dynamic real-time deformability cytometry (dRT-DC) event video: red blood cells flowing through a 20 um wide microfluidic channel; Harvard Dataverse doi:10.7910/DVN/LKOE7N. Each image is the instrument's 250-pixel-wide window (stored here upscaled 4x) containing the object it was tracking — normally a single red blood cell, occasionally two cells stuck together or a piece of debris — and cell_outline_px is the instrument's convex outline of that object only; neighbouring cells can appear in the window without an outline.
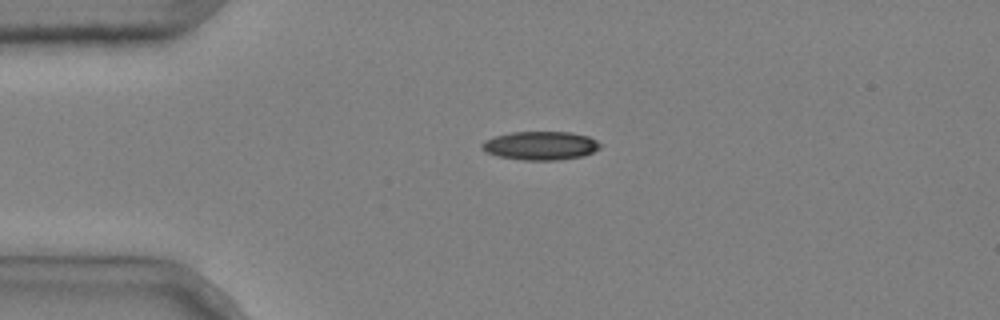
{"species": "common noctule bat (a hibernating species)", "species_latin": "Nyctalus noctula", "temperature_condition": "cold", "stored_images_in_passage": 3, "camera_frame_rate_fps": 3000, "um_per_image_px": 0.085, "animal": {"sex": "male", "body_mass_g": 20.4}, "frame": {"image": 1, "passage_image": 1, "time_ms": 0.0, "image_size_px": [1000, 320], "cell_outline_px": [[600, 148], [584, 156], [560, 160], [524, 160], [496, 156], [484, 152], [480, 148], [480, 144], [484, 140], [496, 136], [512, 132], [572, 132], [588, 136], [596, 140], [600, 144]], "centroid_in_image_um": [45.91, 12.38], "position_along_channel_um": 39.1, "area_um2": 19.88}}